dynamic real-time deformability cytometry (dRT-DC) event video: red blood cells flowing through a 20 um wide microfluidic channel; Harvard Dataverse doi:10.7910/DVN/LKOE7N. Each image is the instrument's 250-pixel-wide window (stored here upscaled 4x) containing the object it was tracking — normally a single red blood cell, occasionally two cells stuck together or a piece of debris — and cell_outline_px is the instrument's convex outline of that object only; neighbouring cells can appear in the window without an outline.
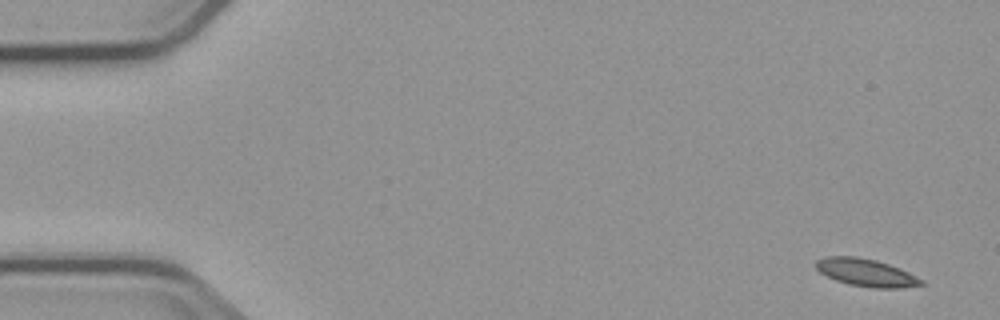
{"species": "common noctule bat (a hibernating species)", "species_latin": "Nyctalus noctula", "temperature_condition": "cold", "stored_images_in_passage": 6, "segment_of_instrument_passage": [2, 2], "camera_frame_rate_fps": 3000, "um_per_image_px": 0.085, "animal": {"sex": "male", "body_mass_g": 23.1, "forearm_length_mm": 52.7}, "frame": {"image": 1, "passage_image": 6, "time_ms": 6.0, "image_size_px": [1000, 320], "cell_outline_px": [[924, 284], [900, 288], [872, 288], [848, 284], [836, 280], [820, 272], [816, 268], [816, 260], [824, 256], [856, 256], [876, 260], [900, 268], [924, 280]], "centroid_in_image_um": [73.62, 23.16], "position_along_channel_um": 11.4, "area_um2": 16.94}}